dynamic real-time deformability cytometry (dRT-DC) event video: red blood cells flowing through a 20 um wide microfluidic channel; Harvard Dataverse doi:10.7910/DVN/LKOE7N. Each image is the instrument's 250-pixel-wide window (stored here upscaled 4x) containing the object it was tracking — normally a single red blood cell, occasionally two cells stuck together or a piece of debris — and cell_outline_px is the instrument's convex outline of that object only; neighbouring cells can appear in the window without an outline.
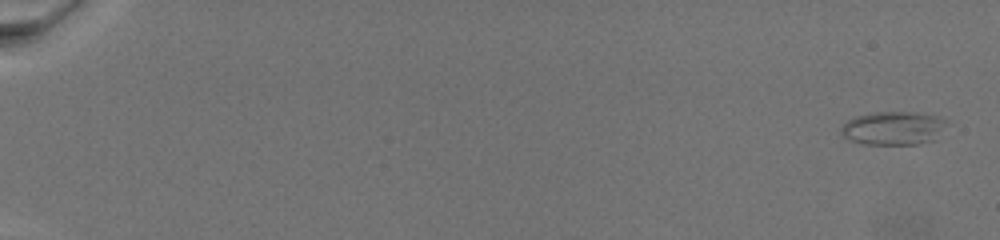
{"species": "common noctule bat (a hibernating species)", "species_latin": "Nyctalus noctula", "temperature_condition": "warm", "stored_images_in_passage": 11, "camera_frame_rate_fps": 3000, "um_per_image_px": 0.085, "animal": {"sex": "female", "body_mass_g": 19.5, "forearm_length_mm": 54.1}, "frame": {"image": 1, "passage_image": 1, "time_ms": 0.0, "image_size_px": [1000, 240], "cell_outline_px": [[948, 120], [936, 140], [916, 144], [864, 144], [848, 140], [840, 132], [840, 128], [848, 120], [856, 116], [872, 112], [912, 112], [940, 116]], "centroid_in_image_um": [75.94, 10.89], "position_along_channel_um": 9.1, "area_um2": 20.75}}
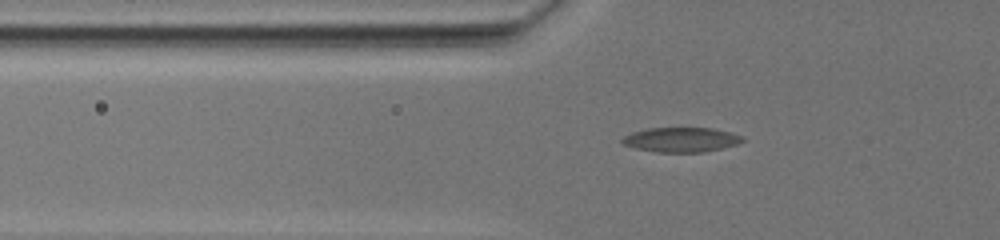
{"frame": {"image": 2, "passage_image": 10, "time_ms": 9.0, "image_size_px": [1000, 240], "cell_outline_px": [[744, 140], [736, 144], [704, 152], [656, 152], [636, 148], [624, 144], [620, 140], [624, 136], [632, 132], [648, 128], [712, 128], [744, 136]], "centroid_in_image_um": [57.88, 11.87], "position_along_channel_um": 67.9, "area_um2": 17.11}}